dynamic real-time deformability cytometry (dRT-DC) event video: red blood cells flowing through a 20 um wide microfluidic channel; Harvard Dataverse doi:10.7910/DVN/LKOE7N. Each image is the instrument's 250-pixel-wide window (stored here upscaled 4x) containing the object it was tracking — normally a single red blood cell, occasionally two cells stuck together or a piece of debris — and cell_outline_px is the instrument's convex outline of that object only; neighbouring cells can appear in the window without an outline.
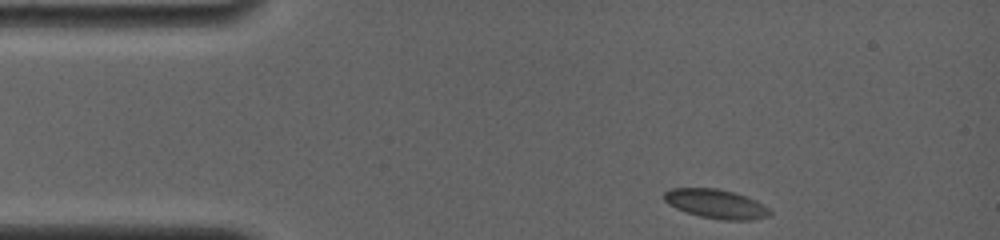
{"species": "common noctule bat (a hibernating species)", "species_latin": "Nyctalus noctula", "temperature_condition": "room temperature", "stored_images_in_passage": 37, "camera_frame_rate_fps": 4000, "um_per_image_px": 0.085, "animal": {"sex": "female", "body_mass_g": 19.0, "forearm_length_mm": 56.7}, "frame": {"image": 1, "passage_image": 1, "time_ms": 0.0, "image_size_px": [1000, 240], "cell_outline_px": [[772, 212], [768, 216], [756, 220], [720, 220], [700, 216], [676, 208], [668, 204], [664, 200], [664, 192], [672, 188], [716, 188], [736, 192], [756, 200], [768, 208]], "centroid_in_image_um": [60.88, 17.33], "position_along_channel_um": 24.1, "area_um2": 18.03}}
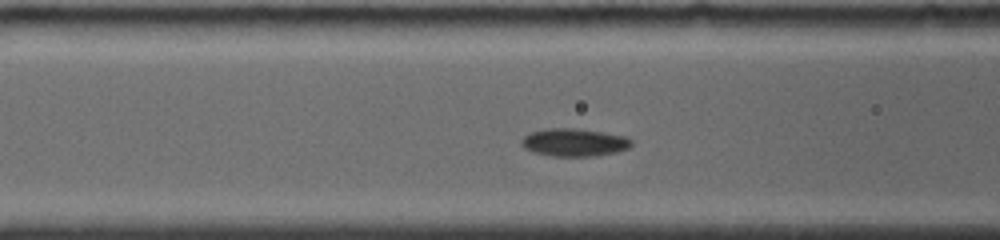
{"frame": {"image": 2, "passage_image": 25, "time_ms": 4.0, "image_size_px": [1000, 240], "cell_outline_px": [[632, 144], [628, 148], [616, 152], [596, 156], [552, 156], [532, 152], [524, 148], [520, 144], [520, 140], [524, 136], [532, 132], [548, 128], [576, 128], [624, 136], [632, 140]], "centroid_in_image_um": [48.77, 12.11], "position_along_channel_um": 117.8, "area_um2": 17.8}}
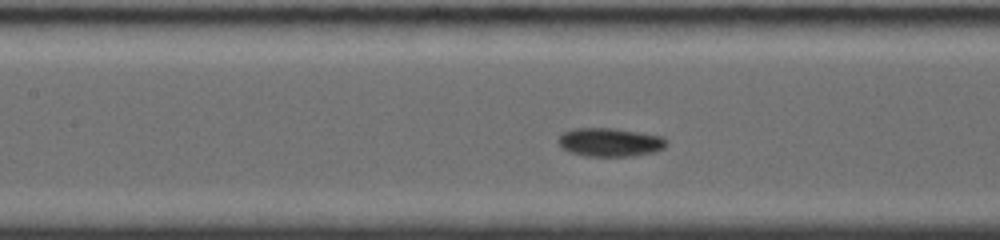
{"frame": {"image": 3, "passage_image": 31, "time_ms": 5.0, "image_size_px": [1000, 240], "cell_outline_px": [[668, 144], [664, 148], [656, 152], [632, 156], [584, 156], [572, 152], [564, 148], [560, 144], [560, 136], [564, 132], [576, 128], [616, 128], [664, 136], [668, 140]], "centroid_in_image_um": [51.95, 12.08], "position_along_channel_um": 155.4, "area_um2": 18.03}}